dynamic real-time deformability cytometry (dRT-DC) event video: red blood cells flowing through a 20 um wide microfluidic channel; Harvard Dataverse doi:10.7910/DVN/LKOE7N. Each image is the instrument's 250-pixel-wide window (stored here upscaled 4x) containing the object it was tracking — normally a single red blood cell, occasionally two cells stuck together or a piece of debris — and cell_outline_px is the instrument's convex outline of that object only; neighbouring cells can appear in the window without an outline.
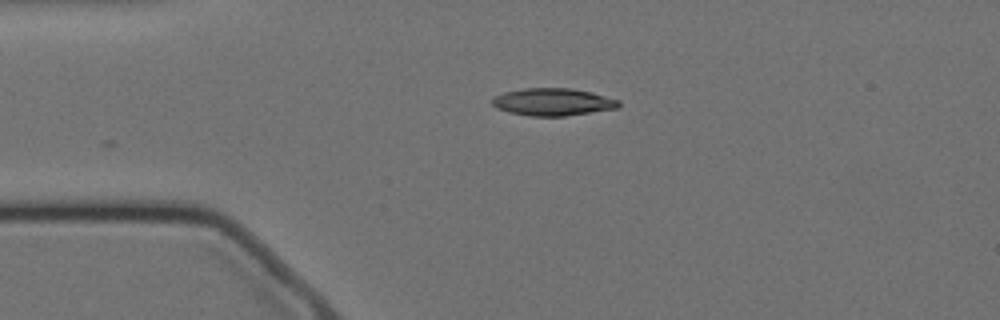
{"species": "Egyptian fruit bat (a non-hibernating species)", "species_latin": "Rousettus aegyptiacus", "temperature_condition": "cold", "stored_images_in_passage": 25, "camera_frame_rate_fps": 3000, "um_per_image_px": 0.085, "animal": {"sex": "female"}, "frame": {"image": 1, "passage_image": 1, "time_ms": 0.0, "image_size_px": [1000, 320], "cell_outline_px": [[620, 104], [616, 108], [564, 116], [528, 116], [508, 112], [496, 108], [492, 104], [492, 100], [496, 96], [504, 92], [524, 88], [572, 88], [592, 92], [620, 100]], "centroid_in_image_um": [46.98, 8.66], "position_along_channel_um": 38.0, "area_um2": 20.17}}
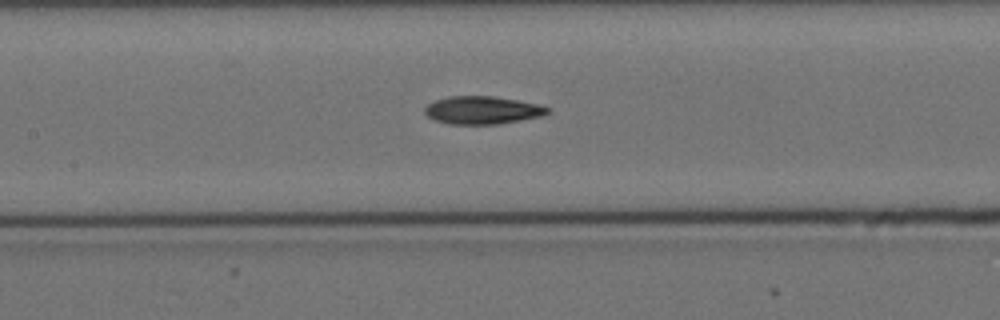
{"frame": {"image": 2, "passage_image": 14, "time_ms": 4.333, "image_size_px": [1000, 320], "cell_outline_px": [[552, 112], [540, 116], [520, 120], [496, 124], [448, 124], [436, 120], [428, 116], [424, 112], [424, 108], [428, 104], [436, 100], [448, 96], [492, 96], [516, 100], [536, 104], [552, 108]], "centroid_in_image_um": [41.0, 9.36], "position_along_channel_um": 166.4, "area_um2": 19.83}}
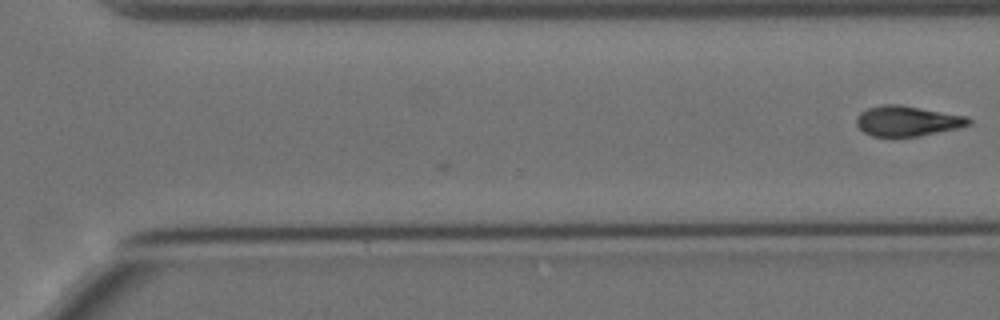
{"frame": {"image": 3, "passage_image": 25, "time_ms": 8.0, "image_size_px": [1000, 320], "cell_outline_px": [[972, 124], [960, 128], [920, 136], [872, 136], [864, 132], [856, 124], [856, 116], [860, 112], [868, 108], [884, 104], [900, 104], [968, 116], [972, 120]], "centroid_in_image_um": [77.16, 10.28], "position_along_channel_um": 293.4, "area_um2": 20.0}}